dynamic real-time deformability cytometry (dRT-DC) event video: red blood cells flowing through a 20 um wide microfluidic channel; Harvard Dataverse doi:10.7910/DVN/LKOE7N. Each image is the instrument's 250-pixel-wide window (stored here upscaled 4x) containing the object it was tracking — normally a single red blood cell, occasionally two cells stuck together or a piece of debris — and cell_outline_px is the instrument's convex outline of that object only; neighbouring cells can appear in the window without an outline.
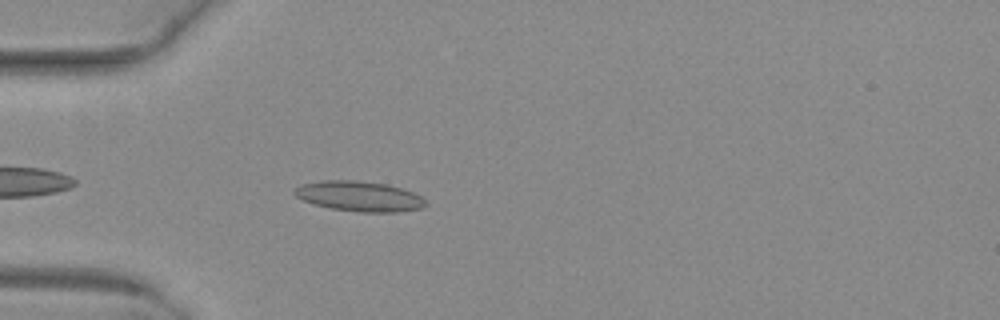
{"species": "common noctule bat (a hibernating species)", "species_latin": "Nyctalus noctula", "temperature_condition": "warm", "stored_images_in_passage": 33, "camera_frame_rate_fps": 3000, "um_per_image_px": 0.085, "animal": {"sex": "female", "body_mass_g": 29.2, "forearm_length_mm": 56.3}, "frame": {"image": 1, "passage_image": 1, "time_ms": 0.0, "image_size_px": [1000, 320], "cell_outline_px": [[428, 204], [420, 208], [396, 212], [356, 212], [332, 208], [316, 204], [304, 200], [296, 196], [292, 192], [300, 184], [320, 180], [356, 180], [388, 184], [404, 188], [420, 196]], "centroid_in_image_um": [30.54, 16.67], "position_along_channel_um": 54.5, "area_um2": 23.06}}
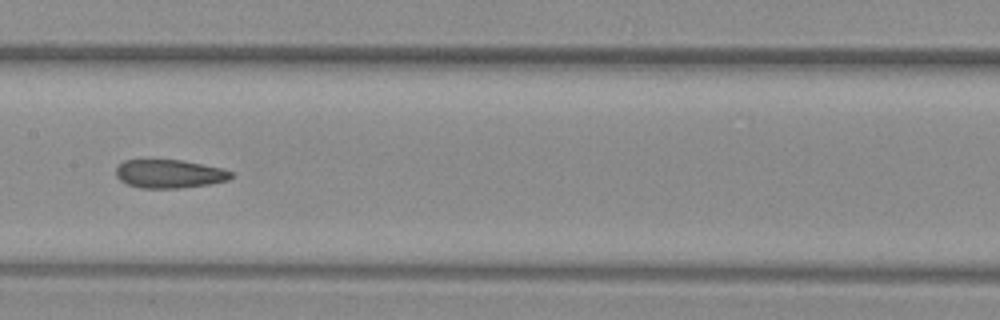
{"frame": {"image": 2, "passage_image": 12, "time_ms": 3.667, "image_size_px": [1000, 320], "cell_outline_px": [[232, 176], [228, 180], [208, 184], [180, 188], [140, 188], [128, 184], [120, 180], [116, 176], [116, 168], [124, 160], [180, 160], [224, 168], [232, 172]], "centroid_in_image_um": [14.4, 14.77], "position_along_channel_um": 193.0, "area_um2": 19.02}}
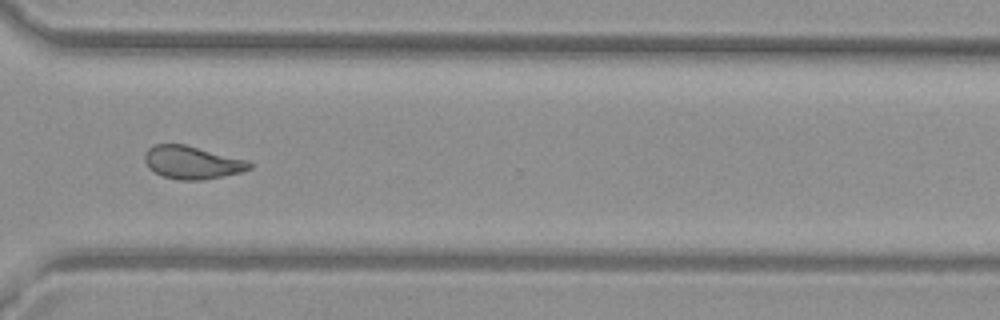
{"frame": {"image": 3, "passage_image": 24, "time_ms": 7.667, "image_size_px": [1000, 320], "cell_outline_px": [[252, 168], [240, 172], [204, 180], [180, 180], [164, 176], [148, 168], [144, 160], [144, 152], [148, 148], [156, 144], [184, 144], [248, 160], [252, 164]], "centroid_in_image_um": [16.32, 13.8], "position_along_channel_um": 354.3, "area_um2": 20.06}, "authors_computed_cell_mechanics": {"area_um2": 20.23, "velocity_mm_per_s": 4.0329, "shape_relaxation_time_tau1_ms": null, "shape_relaxation_time_tau2_ms": 2.4229, "deformation_change_tau1": null, "deformation_change_tau2": 0.0919}}